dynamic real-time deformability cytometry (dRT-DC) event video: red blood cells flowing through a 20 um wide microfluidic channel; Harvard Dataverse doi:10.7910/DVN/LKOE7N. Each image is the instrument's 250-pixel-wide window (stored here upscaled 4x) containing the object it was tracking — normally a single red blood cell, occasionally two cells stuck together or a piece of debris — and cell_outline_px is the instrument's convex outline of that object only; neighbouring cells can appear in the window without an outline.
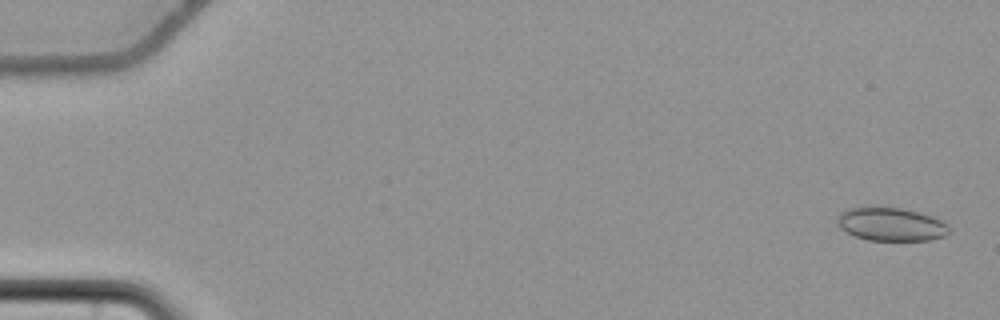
{"species": "common noctule bat (a hibernating species)", "species_latin": "Nyctalus noctula", "temperature_condition": "cold", "stored_images_in_passage": 58, "camera_frame_rate_fps": 3000, "um_per_image_px": 0.085, "animal": {"sex": "female", "body_mass_g": 22.7, "forearm_length_mm": 54.2}, "frame": {"image": 1, "passage_image": 2, "time_ms": 0.333, "image_size_px": [1000, 320], "cell_outline_px": [[948, 232], [944, 236], [932, 240], [868, 240], [844, 232], [836, 224], [836, 216], [840, 212], [852, 208], [900, 208], [932, 216], [948, 224]], "centroid_in_image_um": [75.7, 19.08], "position_along_channel_um": 9.3, "area_um2": 21.5}}
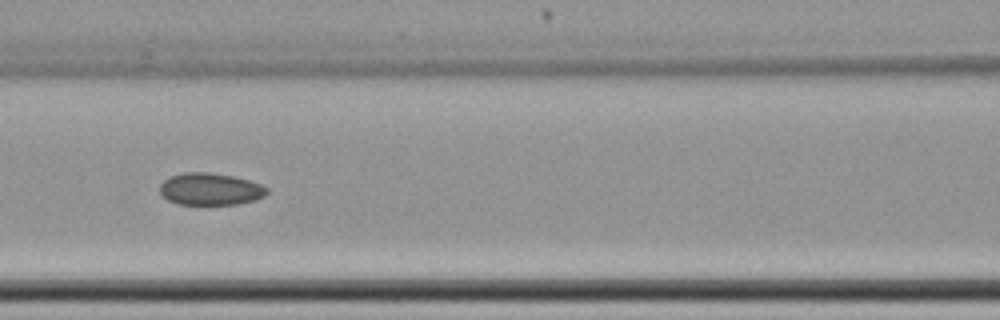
{"frame": {"image": 2, "passage_image": 27, "time_ms": 8.667, "image_size_px": [1000, 320], "cell_outline_px": [[268, 192], [264, 196], [256, 200], [236, 204], [176, 204], [168, 200], [160, 192], [160, 184], [168, 176], [184, 172], [212, 172], [232, 176], [248, 180], [260, 184], [268, 188]], "centroid_in_image_um": [17.86, 16.06], "position_along_channel_um": 148.7, "area_um2": 20.11}}
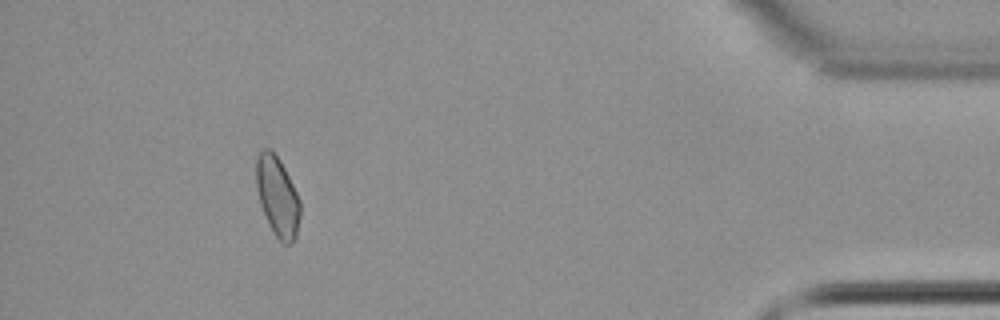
{"frame": {"image": 3, "passage_image": 53, "time_ms": 17.333, "image_size_px": [1000, 320], "cell_outline_px": [[300, 216], [296, 236], [292, 244], [284, 244], [276, 236], [260, 204], [256, 188], [256, 156], [264, 148], [268, 148], [280, 160], [300, 200]], "centroid_in_image_um": [23.58, 16.69], "position_along_channel_um": 411.6, "area_um2": 20.11}, "authors_computed_cell_mechanics": {"area_um2": 20.808, "velocity_mm_per_s": 3.7005, "shape_relaxation_time_tau1_ms": null, "shape_relaxation_time_tau2_ms": 7.5705, "deformation_change_tau1": null, "deformation_change_tau2": 0.1056}}